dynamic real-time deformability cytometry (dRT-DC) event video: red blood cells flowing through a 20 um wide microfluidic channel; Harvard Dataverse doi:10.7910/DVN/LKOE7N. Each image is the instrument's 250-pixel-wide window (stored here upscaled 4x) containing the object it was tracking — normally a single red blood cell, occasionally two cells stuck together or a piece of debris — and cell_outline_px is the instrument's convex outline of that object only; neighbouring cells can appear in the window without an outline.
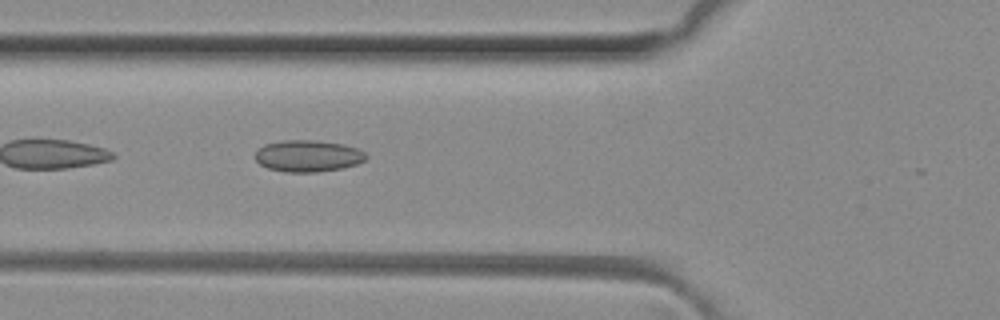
{"species": "common noctule bat (a hibernating species)", "species_latin": "Nyctalus noctula", "temperature_condition": "room temperature", "stored_images_in_passage": 35, "camera_frame_rate_fps": 3000, "um_per_image_px": 0.085, "animal": {"sex": "female", "body_mass_g": 29.2, "forearm_length_mm": 56.3}, "frame": {"image": 1, "passage_image": 11, "time_ms": 3.333, "image_size_px": [1000, 320], "cell_outline_px": [[368, 156], [364, 160], [356, 164], [340, 168], [316, 172], [288, 172], [268, 168], [260, 164], [256, 160], [256, 152], [264, 144], [284, 140], [312, 140], [340, 144], [356, 148], [364, 152]], "centroid_in_image_um": [26.16, 13.25], "position_along_channel_um": 99.6, "area_um2": 20.11}}
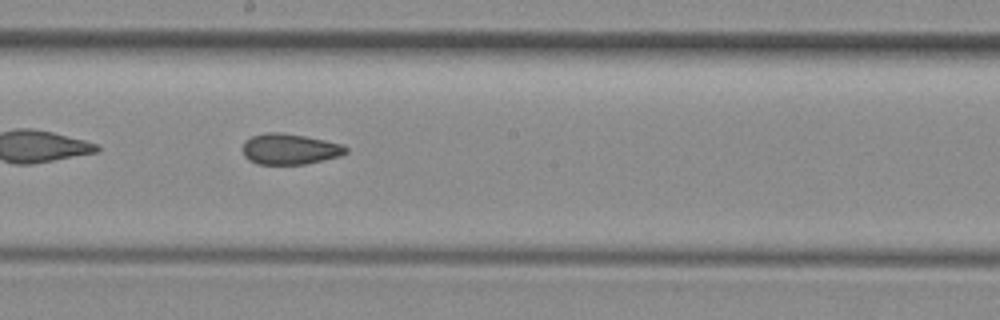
{"frame": {"image": 2, "passage_image": 20, "time_ms": 6.333, "image_size_px": [1000, 320], "cell_outline_px": [[348, 152], [340, 156], [304, 164], [256, 164], [248, 160], [244, 156], [244, 140], [252, 136], [264, 132], [280, 132], [304, 136], [344, 144], [348, 148]], "centroid_in_image_um": [24.63, 12.67], "position_along_channel_um": 223.6, "area_um2": 18.55}}
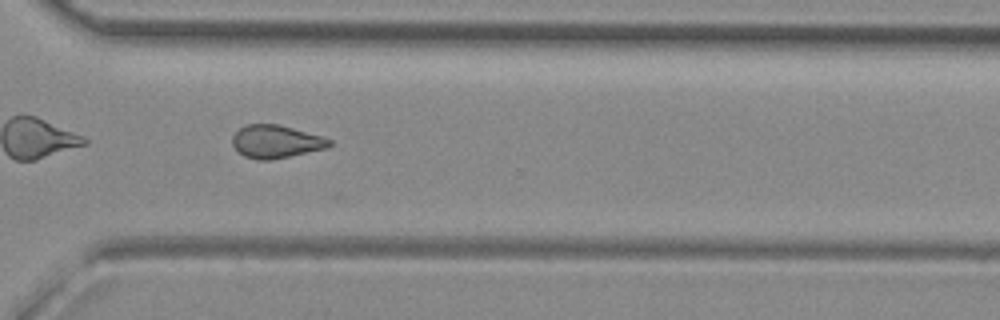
{"frame": {"image": 3, "passage_image": 29, "time_ms": 9.333, "image_size_px": [1000, 320], "cell_outline_px": [[332, 144], [328, 148], [268, 160], [256, 160], [244, 156], [232, 144], [232, 136], [244, 124], [280, 124], [320, 136], [332, 140]], "centroid_in_image_um": [23.44, 12.03], "position_along_channel_um": 347.2, "area_um2": 18.5}, "authors_computed_cell_mechanics": {"area_um2": 18.8428, "velocity_mm_per_s": 4.137, "shape_relaxation_time_tau1_ms": null, "shape_relaxation_time_tau2_ms": 2.5536, "deformation_change_tau1": null, "deformation_change_tau2": 0.0982}}